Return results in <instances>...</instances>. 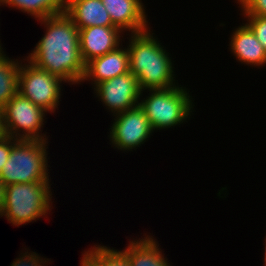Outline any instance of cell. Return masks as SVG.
<instances>
[{"instance_id":"1","label":"cell","mask_w":266,"mask_h":266,"mask_svg":"<svg viewBox=\"0 0 266 266\" xmlns=\"http://www.w3.org/2000/svg\"><path fill=\"white\" fill-rule=\"evenodd\" d=\"M39 21L46 32L27 60L71 85L80 84L85 64L80 54L79 29L65 12Z\"/></svg>"},{"instance_id":"2","label":"cell","mask_w":266,"mask_h":266,"mask_svg":"<svg viewBox=\"0 0 266 266\" xmlns=\"http://www.w3.org/2000/svg\"><path fill=\"white\" fill-rule=\"evenodd\" d=\"M150 30L129 35L130 72L137 77L141 91L175 87L178 83L175 84L174 64L169 52Z\"/></svg>"},{"instance_id":"3","label":"cell","mask_w":266,"mask_h":266,"mask_svg":"<svg viewBox=\"0 0 266 266\" xmlns=\"http://www.w3.org/2000/svg\"><path fill=\"white\" fill-rule=\"evenodd\" d=\"M50 182L13 183L5 186L1 217L5 216L9 223L19 227L46 216L53 203Z\"/></svg>"},{"instance_id":"4","label":"cell","mask_w":266,"mask_h":266,"mask_svg":"<svg viewBox=\"0 0 266 266\" xmlns=\"http://www.w3.org/2000/svg\"><path fill=\"white\" fill-rule=\"evenodd\" d=\"M48 141L12 138V148L1 172L0 180L7 186L13 183L50 181L47 158Z\"/></svg>"},{"instance_id":"5","label":"cell","mask_w":266,"mask_h":266,"mask_svg":"<svg viewBox=\"0 0 266 266\" xmlns=\"http://www.w3.org/2000/svg\"><path fill=\"white\" fill-rule=\"evenodd\" d=\"M149 96L139 101L153 130L169 129L190 118L193 111V98L186 87L148 90Z\"/></svg>"},{"instance_id":"6","label":"cell","mask_w":266,"mask_h":266,"mask_svg":"<svg viewBox=\"0 0 266 266\" xmlns=\"http://www.w3.org/2000/svg\"><path fill=\"white\" fill-rule=\"evenodd\" d=\"M46 113L43 108L17 93L2 108L4 135L15 139L48 141L41 129Z\"/></svg>"},{"instance_id":"7","label":"cell","mask_w":266,"mask_h":266,"mask_svg":"<svg viewBox=\"0 0 266 266\" xmlns=\"http://www.w3.org/2000/svg\"><path fill=\"white\" fill-rule=\"evenodd\" d=\"M21 62L18 77V93L28 98L33 104L45 111L54 113L60 105L62 83L61 78L39 69L29 62Z\"/></svg>"},{"instance_id":"8","label":"cell","mask_w":266,"mask_h":266,"mask_svg":"<svg viewBox=\"0 0 266 266\" xmlns=\"http://www.w3.org/2000/svg\"><path fill=\"white\" fill-rule=\"evenodd\" d=\"M110 138L112 146L124 152L140 147L154 131L143 109L137 105L114 115Z\"/></svg>"},{"instance_id":"9","label":"cell","mask_w":266,"mask_h":266,"mask_svg":"<svg viewBox=\"0 0 266 266\" xmlns=\"http://www.w3.org/2000/svg\"><path fill=\"white\" fill-rule=\"evenodd\" d=\"M94 92L107 110L112 112V116L136 107L143 93L137 77L131 72L97 84Z\"/></svg>"},{"instance_id":"10","label":"cell","mask_w":266,"mask_h":266,"mask_svg":"<svg viewBox=\"0 0 266 266\" xmlns=\"http://www.w3.org/2000/svg\"><path fill=\"white\" fill-rule=\"evenodd\" d=\"M121 33L123 32L115 26H92L79 29L80 54L84 64L120 46Z\"/></svg>"},{"instance_id":"11","label":"cell","mask_w":266,"mask_h":266,"mask_svg":"<svg viewBox=\"0 0 266 266\" xmlns=\"http://www.w3.org/2000/svg\"><path fill=\"white\" fill-rule=\"evenodd\" d=\"M113 25L131 34L149 30L142 0H101ZM125 30V31H124Z\"/></svg>"},{"instance_id":"12","label":"cell","mask_w":266,"mask_h":266,"mask_svg":"<svg viewBox=\"0 0 266 266\" xmlns=\"http://www.w3.org/2000/svg\"><path fill=\"white\" fill-rule=\"evenodd\" d=\"M121 44L116 49L92 59L85 65L83 81H92L94 87L106 80L130 72L128 48Z\"/></svg>"},{"instance_id":"13","label":"cell","mask_w":266,"mask_h":266,"mask_svg":"<svg viewBox=\"0 0 266 266\" xmlns=\"http://www.w3.org/2000/svg\"><path fill=\"white\" fill-rule=\"evenodd\" d=\"M230 38V51L237 61L258 68L266 65V51L246 23L238 26Z\"/></svg>"},{"instance_id":"14","label":"cell","mask_w":266,"mask_h":266,"mask_svg":"<svg viewBox=\"0 0 266 266\" xmlns=\"http://www.w3.org/2000/svg\"><path fill=\"white\" fill-rule=\"evenodd\" d=\"M65 13L78 29L114 26L101 0H66Z\"/></svg>"},{"instance_id":"15","label":"cell","mask_w":266,"mask_h":266,"mask_svg":"<svg viewBox=\"0 0 266 266\" xmlns=\"http://www.w3.org/2000/svg\"><path fill=\"white\" fill-rule=\"evenodd\" d=\"M156 241L146 234L137 241L130 240L128 246L122 250L129 257L130 266H171Z\"/></svg>"},{"instance_id":"16","label":"cell","mask_w":266,"mask_h":266,"mask_svg":"<svg viewBox=\"0 0 266 266\" xmlns=\"http://www.w3.org/2000/svg\"><path fill=\"white\" fill-rule=\"evenodd\" d=\"M17 61V62H16ZM10 59L0 52V108L2 109L18 93V77L21 60Z\"/></svg>"},{"instance_id":"17","label":"cell","mask_w":266,"mask_h":266,"mask_svg":"<svg viewBox=\"0 0 266 266\" xmlns=\"http://www.w3.org/2000/svg\"><path fill=\"white\" fill-rule=\"evenodd\" d=\"M2 5L19 9L38 21L65 12L66 0H2Z\"/></svg>"},{"instance_id":"18","label":"cell","mask_w":266,"mask_h":266,"mask_svg":"<svg viewBox=\"0 0 266 266\" xmlns=\"http://www.w3.org/2000/svg\"><path fill=\"white\" fill-rule=\"evenodd\" d=\"M94 245L89 250H84L80 265L82 266H130L129 257L114 248Z\"/></svg>"},{"instance_id":"19","label":"cell","mask_w":266,"mask_h":266,"mask_svg":"<svg viewBox=\"0 0 266 266\" xmlns=\"http://www.w3.org/2000/svg\"><path fill=\"white\" fill-rule=\"evenodd\" d=\"M247 18V25L254 32L259 42L266 51V16L244 15Z\"/></svg>"},{"instance_id":"20","label":"cell","mask_w":266,"mask_h":266,"mask_svg":"<svg viewBox=\"0 0 266 266\" xmlns=\"http://www.w3.org/2000/svg\"><path fill=\"white\" fill-rule=\"evenodd\" d=\"M243 15L266 16V0H236Z\"/></svg>"},{"instance_id":"21","label":"cell","mask_w":266,"mask_h":266,"mask_svg":"<svg viewBox=\"0 0 266 266\" xmlns=\"http://www.w3.org/2000/svg\"><path fill=\"white\" fill-rule=\"evenodd\" d=\"M46 263H48L46 258L43 259L39 254H36V252L33 251L28 253L27 250V252L25 251V253H21V256L16 258L11 266H45Z\"/></svg>"},{"instance_id":"22","label":"cell","mask_w":266,"mask_h":266,"mask_svg":"<svg viewBox=\"0 0 266 266\" xmlns=\"http://www.w3.org/2000/svg\"><path fill=\"white\" fill-rule=\"evenodd\" d=\"M12 148V137L3 135L0 137V172L8 160Z\"/></svg>"},{"instance_id":"23","label":"cell","mask_w":266,"mask_h":266,"mask_svg":"<svg viewBox=\"0 0 266 266\" xmlns=\"http://www.w3.org/2000/svg\"><path fill=\"white\" fill-rule=\"evenodd\" d=\"M4 194H5V185L0 180V216L2 215V210L4 207Z\"/></svg>"},{"instance_id":"24","label":"cell","mask_w":266,"mask_h":266,"mask_svg":"<svg viewBox=\"0 0 266 266\" xmlns=\"http://www.w3.org/2000/svg\"><path fill=\"white\" fill-rule=\"evenodd\" d=\"M4 135L2 109L0 108V137Z\"/></svg>"},{"instance_id":"25","label":"cell","mask_w":266,"mask_h":266,"mask_svg":"<svg viewBox=\"0 0 266 266\" xmlns=\"http://www.w3.org/2000/svg\"><path fill=\"white\" fill-rule=\"evenodd\" d=\"M264 250H265V251H264V252H265V253H264V254H265V255H264V264H265V265H264V266H266V239H265V249H264Z\"/></svg>"},{"instance_id":"26","label":"cell","mask_w":266,"mask_h":266,"mask_svg":"<svg viewBox=\"0 0 266 266\" xmlns=\"http://www.w3.org/2000/svg\"><path fill=\"white\" fill-rule=\"evenodd\" d=\"M1 42V41H0ZM3 48H2V46H1V43H0V52H2L3 50H2Z\"/></svg>"}]
</instances>
